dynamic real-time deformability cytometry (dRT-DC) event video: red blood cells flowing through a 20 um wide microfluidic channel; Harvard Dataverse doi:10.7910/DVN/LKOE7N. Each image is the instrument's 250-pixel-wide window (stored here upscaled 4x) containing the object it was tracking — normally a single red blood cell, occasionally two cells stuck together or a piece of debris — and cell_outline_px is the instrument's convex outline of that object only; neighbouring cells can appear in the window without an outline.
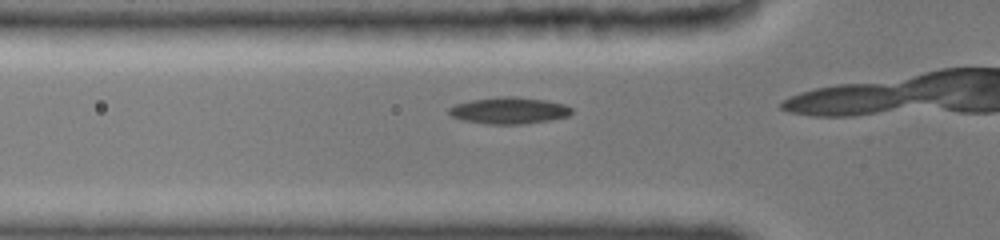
{"species": "common noctule bat (a hibernating species)", "species_latin": "Nyctalus noctula", "temperature_condition": "cold", "stored_images_in_passage": 25, "camera_frame_rate_fps": 3000, "um_per_image_px": 0.085, "animal": {"sex": "female", "body_mass_g": 19.0, "forearm_length_mm": 51.5}, "frame": {"image": 1, "passage_image": 20, "time_ms": 3.333, "image_size_px": [1000, 240], "cell_outline_px": [[572, 112], [568, 116], [548, 120], [520, 124], [492, 124], [464, 120], [452, 116], [448, 112], [448, 108], [456, 104], [468, 100], [496, 96], [512, 96], [544, 100], [564, 104], [572, 108]], "centroid_in_image_um": [43.25, 9.38], "position_along_channel_um": 82.6, "area_um2": 18.9}}